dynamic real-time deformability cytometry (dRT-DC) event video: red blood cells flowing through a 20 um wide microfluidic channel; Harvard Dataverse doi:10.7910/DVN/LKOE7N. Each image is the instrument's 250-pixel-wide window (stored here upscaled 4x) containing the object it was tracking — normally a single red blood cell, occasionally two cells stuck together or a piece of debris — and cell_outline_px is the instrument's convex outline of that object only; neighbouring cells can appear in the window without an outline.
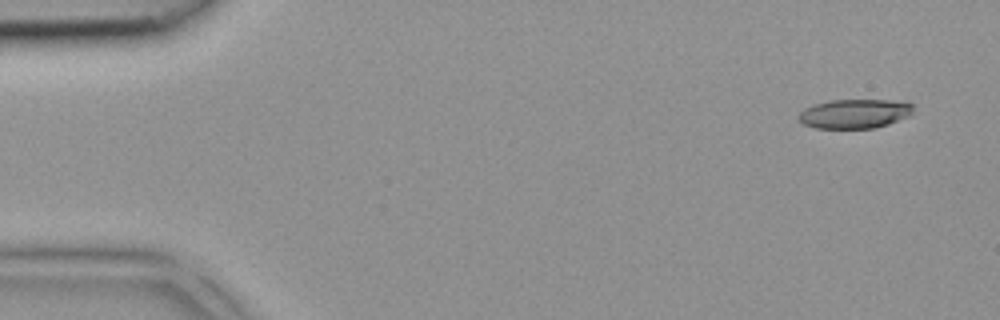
{"species": "common noctule bat (a hibernating species)", "species_latin": "Nyctalus noctula", "temperature_condition": "room temperature", "stored_images_in_passage": 6, "camera_frame_rate_fps": 3000, "um_per_image_px": 0.085, "animal": {"sex": "female", "body_mass_g": 18.4}, "frame": {"image": 1, "passage_image": 1, "time_ms": 0.0, "image_size_px": [1000, 320], "cell_outline_px": [[912, 116], [876, 128], [816, 128], [804, 124], [796, 116], [804, 108], [812, 104], [832, 100], [908, 100], [912, 104]], "centroid_in_image_um": [72.69, 9.65], "position_along_channel_um": 12.3, "area_um2": 19.88}}
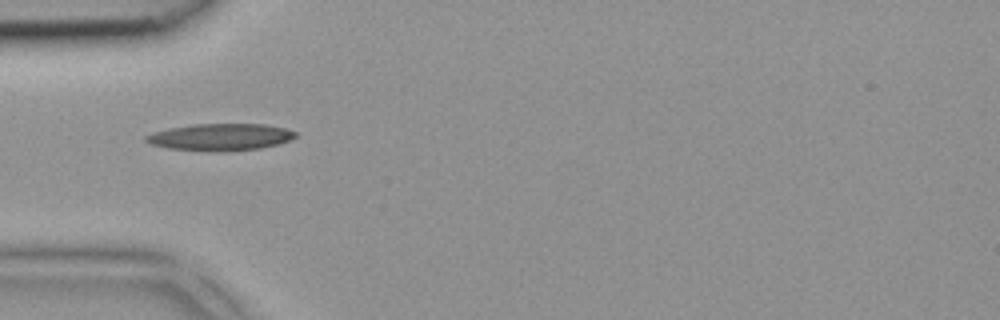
{"frame": {"image": 2, "passage_image": 4, "time_ms": 1.0, "image_size_px": [1000, 320], "cell_outline_px": [[296, 136], [280, 144], [260, 148], [220, 152], [168, 148], [152, 144], [144, 140], [144, 136], [152, 132], [168, 128], [192, 124], [264, 124], [284, 128], [296, 132]], "centroid_in_image_um": [18.7, 11.65], "position_along_channel_um": 66.3, "area_um2": 23.47}}
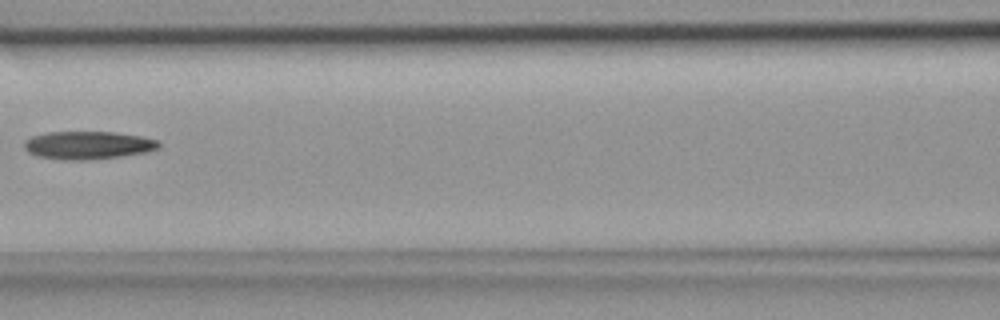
{"frame": {"image": 3, "passage_image": 6, "time_ms": 1.667, "image_size_px": [1000, 320], "cell_outline_px": [[160, 148], [148, 152], [92, 160], [60, 160], [36, 156], [28, 152], [24, 148], [24, 140], [32, 136], [48, 132], [112, 132], [140, 136], [160, 140]], "centroid_in_image_um": [7.48, 12.35], "position_along_channel_um": 159.1, "area_um2": 22.2}}